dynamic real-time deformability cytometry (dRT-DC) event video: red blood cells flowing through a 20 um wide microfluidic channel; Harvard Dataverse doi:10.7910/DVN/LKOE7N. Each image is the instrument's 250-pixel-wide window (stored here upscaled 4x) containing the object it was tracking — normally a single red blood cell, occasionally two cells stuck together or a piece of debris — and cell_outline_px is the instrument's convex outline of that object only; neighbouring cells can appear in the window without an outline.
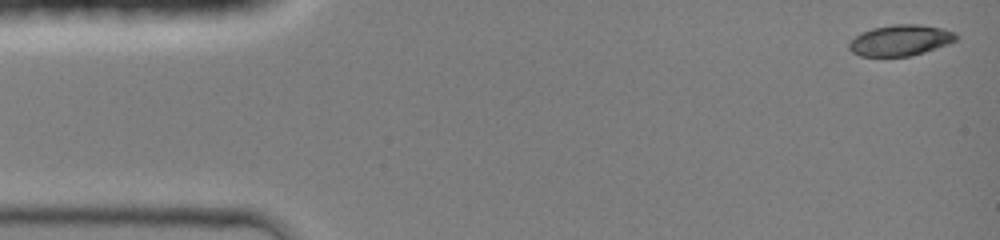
{"species": "common noctule bat (a hibernating species)", "species_latin": "Nyctalus noctula", "temperature_condition": "room temperature", "stored_images_in_passage": 44, "camera_frame_rate_fps": 3000, "um_per_image_px": 0.085, "animal": {"sex": "female", "body_mass_g": 19.0, "forearm_length_mm": 51.5}, "frame": {"image": 1, "passage_image": 1, "time_ms": 0.0, "image_size_px": [1000, 240], "cell_outline_px": [[960, 36], [956, 40], [948, 44], [912, 56], [860, 56], [852, 52], [848, 48], [848, 44], [860, 32], [872, 28], [892, 24], [920, 24], [944, 28], [956, 32]], "centroid_in_image_um": [76.56, 3.41], "position_along_channel_um": 8.4, "area_um2": 19.54}}
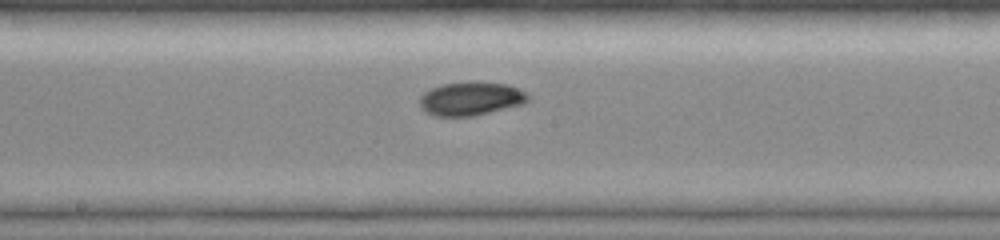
{"frame": {"image": 2, "passage_image": 23, "time_ms": 7.333, "image_size_px": [1000, 240], "cell_outline_px": [[532, 96], [524, 104], [472, 116], [432, 116], [424, 112], [420, 108], [420, 96], [424, 92], [440, 84], [468, 80], [476, 80], [508, 84]], "centroid_in_image_um": [40.0, 8.36], "position_along_channel_um": 208.2, "area_um2": 21.73}}
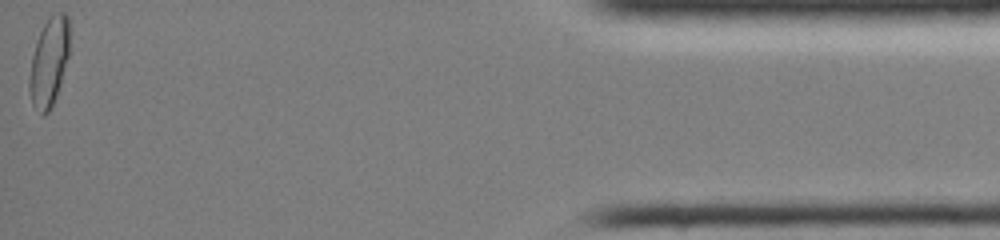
{"frame": {"image": 3, "passage_image": 44, "time_ms": 14.333, "image_size_px": [1000, 240], "cell_outline_px": [[68, 56], [60, 84], [56, 96], [48, 112], [44, 116], [40, 116], [32, 104], [28, 88], [28, 80], [32, 56], [40, 32], [48, 16], [52, 12], [64, 12], [68, 16]], "centroid_in_image_um": [4.14, 5.28], "position_along_channel_um": 431.1, "area_um2": 20.69}, "authors_computed_cell_mechanics": {"area_um2": 20.2011, "velocity_mm_per_s": 4.2926, "shape_relaxation_time_tau1_ms": 7.0338, "shape_relaxation_time_tau2_ms": null, "deformation_change_tau1": 0.1666, "deformation_change_tau2": null}}